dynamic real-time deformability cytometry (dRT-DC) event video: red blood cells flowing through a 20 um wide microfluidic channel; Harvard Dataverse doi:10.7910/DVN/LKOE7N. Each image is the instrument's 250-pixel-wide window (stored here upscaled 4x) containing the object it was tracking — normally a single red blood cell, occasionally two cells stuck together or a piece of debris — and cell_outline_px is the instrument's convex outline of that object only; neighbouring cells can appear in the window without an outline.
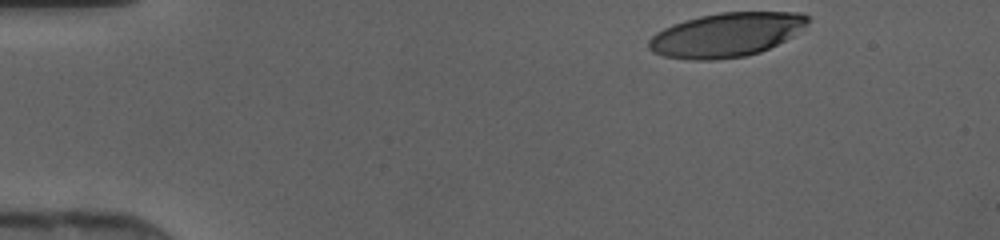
{"species": "human", "species_latin": "Homo sapiens", "temperature_condition": "cold", "stored_images_in_passage": 33, "camera_frame_rate_fps": 3000, "um_per_image_px": 0.085, "donor": {"sex": "female"}, "frame": {"image": 1, "passage_image": 1, "time_ms": 0.0, "image_size_px": [1000, 240], "cell_outline_px": [[812, 20], [808, 24], [792, 36], [760, 52], [744, 56], [716, 60], [692, 60], [664, 56], [652, 52], [648, 48], [648, 40], [656, 32], [672, 24], [684, 20], [700, 16], [720, 12], [800, 12], [808, 16]], "centroid_in_image_um": [61.72, 2.95], "position_along_channel_um": 23.3, "area_um2": 40.92}}
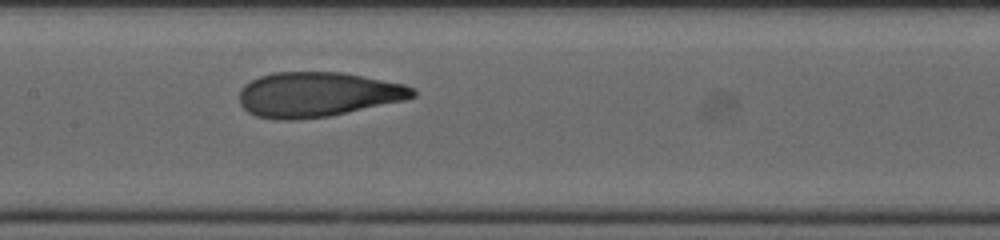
{"frame": {"image": 2, "passage_image": 18, "time_ms": 5.667, "image_size_px": [1000, 240], "cell_outline_px": [[416, 96], [404, 100], [328, 116], [292, 120], [276, 120], [256, 116], [248, 112], [240, 104], [240, 88], [244, 84], [260, 76], [272, 72], [340, 72], [404, 84], [416, 88]], "centroid_in_image_um": [26.96, 8.03], "position_along_channel_um": 180.4, "area_um2": 45.2}}
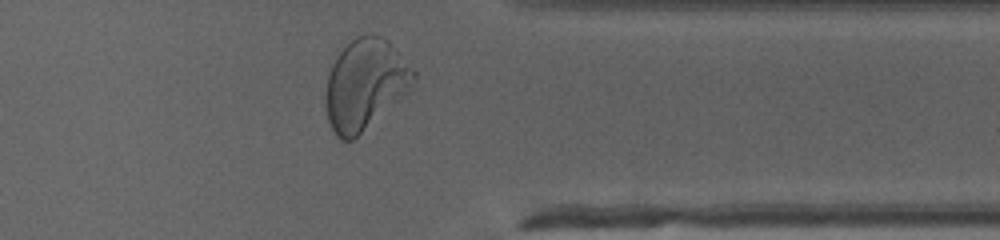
{"frame": {"image": 3, "passage_image": 32, "time_ms": 10.333, "image_size_px": [1000, 240], "cell_outline_px": [[416, 76], [408, 92], [352, 140], [340, 140], [336, 136], [328, 120], [328, 76], [332, 64], [336, 56], [356, 36], [368, 32], [372, 32], [388, 40], [396, 48], [416, 72]], "centroid_in_image_um": [31.07, 7.12], "position_along_channel_um": 380.3, "area_um2": 45.66}}